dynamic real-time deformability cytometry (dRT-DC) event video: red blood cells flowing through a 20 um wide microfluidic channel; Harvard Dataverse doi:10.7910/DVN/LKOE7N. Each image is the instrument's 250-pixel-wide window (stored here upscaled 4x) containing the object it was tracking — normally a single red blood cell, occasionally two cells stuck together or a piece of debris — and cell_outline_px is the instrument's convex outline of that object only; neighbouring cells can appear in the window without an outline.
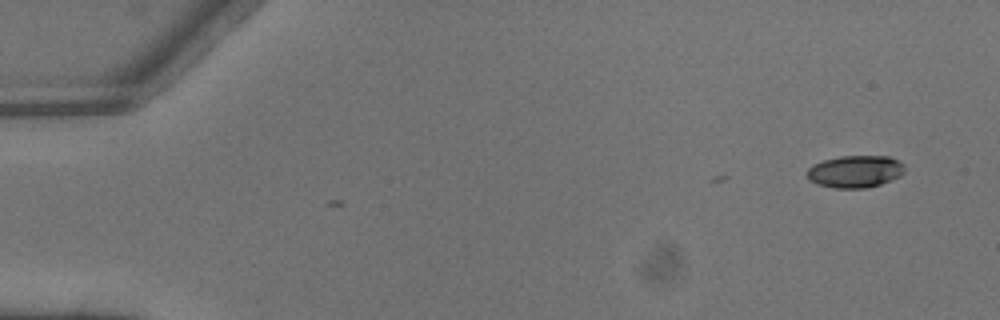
{"species": "common noctule bat (a hibernating species)", "species_latin": "Nyctalus noctula", "temperature_condition": "warm", "stored_images_in_passage": 2, "camera_frame_rate_fps": 3000, "um_per_image_px": 0.085, "animal": {"sex": "male", "body_mass_g": 13.3}, "frame": {"image": 1, "passage_image": 2, "time_ms": 0.333, "image_size_px": [1000, 320], "cell_outline_px": [[904, 172], [900, 176], [880, 184], [864, 188], [832, 188], [816, 184], [808, 176], [808, 168], [812, 164], [824, 160], [840, 156], [888, 156], [904, 164]], "centroid_in_image_um": [72.69, 14.57], "position_along_channel_um": 12.3, "area_um2": 18.21}}